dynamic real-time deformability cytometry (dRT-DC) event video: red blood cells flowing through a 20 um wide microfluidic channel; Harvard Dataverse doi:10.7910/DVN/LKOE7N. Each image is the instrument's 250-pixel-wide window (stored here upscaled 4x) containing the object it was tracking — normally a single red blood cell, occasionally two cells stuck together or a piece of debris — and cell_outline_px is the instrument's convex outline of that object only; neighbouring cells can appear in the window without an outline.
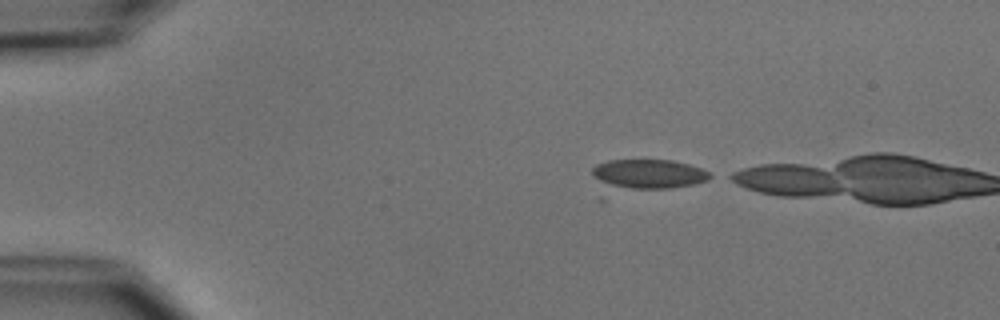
{"species": "common noctule bat (a hibernating species)", "species_latin": "Nyctalus noctula", "temperature_condition": "cold", "stored_images_in_passage": 4, "camera_frame_rate_fps": 3000, "um_per_image_px": 0.085, "animal": {"sex": "male", "body_mass_g": 15.6}, "frame": {"image": 1, "passage_image": 1, "time_ms": 0.0, "image_size_px": [1000, 320], "cell_outline_px": [[716, 176], [708, 180], [696, 184], [672, 188], [608, 188], [592, 176], [592, 168], [596, 164], [608, 160], [672, 160], [688, 164], [712, 172]], "centroid_in_image_um": [55.14, 14.79], "position_along_channel_um": 29.9, "area_um2": 20.58}}